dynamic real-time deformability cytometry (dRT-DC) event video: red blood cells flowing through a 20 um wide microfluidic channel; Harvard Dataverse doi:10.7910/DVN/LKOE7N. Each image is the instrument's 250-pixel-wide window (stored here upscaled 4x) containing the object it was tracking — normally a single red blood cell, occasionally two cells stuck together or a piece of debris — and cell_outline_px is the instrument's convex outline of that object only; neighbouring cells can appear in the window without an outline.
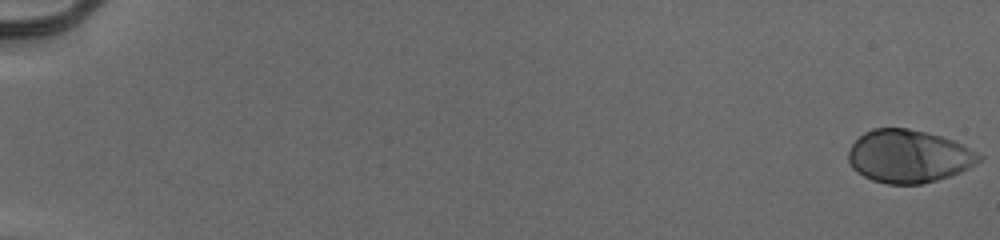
{"species": "human", "species_latin": "Homo sapiens", "temperature_condition": "cold", "stored_images_in_passage": 55, "camera_frame_rate_fps": 3000, "um_per_image_px": 0.085, "donor": {"sex": "male"}, "frame": {"image": 1, "passage_image": 1, "time_ms": 0.0, "image_size_px": [1000, 240], "cell_outline_px": [[984, 156], [976, 164], [960, 172], [936, 180], [920, 184], [888, 184], [872, 180], [856, 172], [852, 168], [848, 160], [848, 152], [852, 144], [864, 132], [872, 128], [908, 128], [940, 136], [952, 140]], "centroid_in_image_um": [77.2, 13.29], "position_along_channel_um": 7.8, "area_um2": 40.06}}
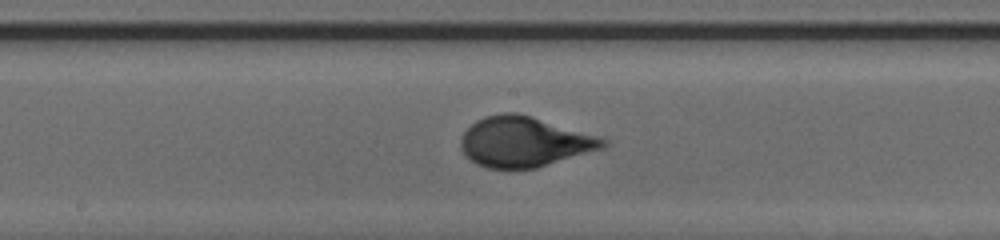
{"frame": {"image": 2, "passage_image": 32, "time_ms": 10.333, "image_size_px": [1000, 240], "cell_outline_px": [[612, 144], [604, 148], [536, 168], [488, 168], [476, 164], [464, 156], [460, 144], [460, 140], [464, 132], [476, 120], [484, 116], [500, 112], [516, 112], [532, 116], [600, 136], [608, 140]], "centroid_in_image_um": [44.58, 12.04], "position_along_channel_um": 203.6, "area_um2": 41.96}}
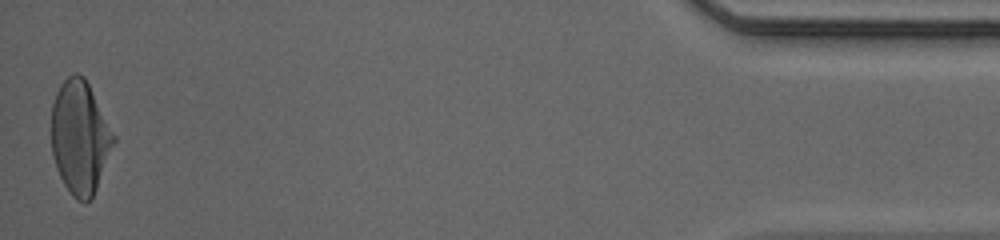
{"frame": {"image": 3, "passage_image": 55, "time_ms": 18.0, "image_size_px": [1000, 240], "cell_outline_px": [[116, 140], [96, 188], [92, 196], [84, 204], [76, 200], [72, 196], [64, 184], [56, 168], [52, 152], [52, 104], [56, 92], [60, 84], [72, 72], [80, 72], [84, 76], [116, 136]], "centroid_in_image_um": [6.79, 11.65], "position_along_channel_um": 428.4, "area_um2": 41.04}, "authors_computed_cell_mechanics": {"area_um2": 40.1132, "velocity_mm_per_s": 3.94, "shape_relaxation_time_tau1_ms": 3.4656, "shape_relaxation_time_tau2_ms": null, "deformation_change_tau1": 0.1981, "deformation_change_tau2": null}}